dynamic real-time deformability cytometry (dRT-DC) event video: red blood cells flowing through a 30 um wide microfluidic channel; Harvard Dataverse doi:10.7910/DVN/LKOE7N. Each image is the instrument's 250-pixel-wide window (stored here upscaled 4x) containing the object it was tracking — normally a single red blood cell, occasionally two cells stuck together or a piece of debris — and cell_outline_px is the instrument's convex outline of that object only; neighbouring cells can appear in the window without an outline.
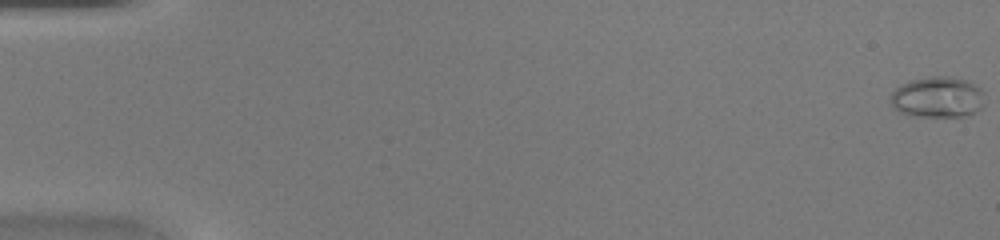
{"species": "common noctule bat (a hibernating species)", "species_latin": "Nyctalus noctula", "temperature_condition": "warm", "stored_images_in_passage": 47, "camera_frame_rate_fps": 3000, "um_per_image_px": 0.085, "animal": {"sex": "female", "body_mass_g": 20.0, "forearm_length_mm": 54.0}, "frame": {"image": 1, "passage_image": 1, "time_ms": 0.0, "image_size_px": [1000, 240], "cell_outline_px": [[984, 104], [980, 108], [964, 116], [912, 116], [900, 112], [892, 104], [892, 92], [900, 84], [912, 80], [928, 76], [948, 76], [964, 80], [976, 84], [984, 92]], "centroid_in_image_um": [79.71, 8.25], "position_along_channel_um": 5.3, "area_um2": 22.31}}
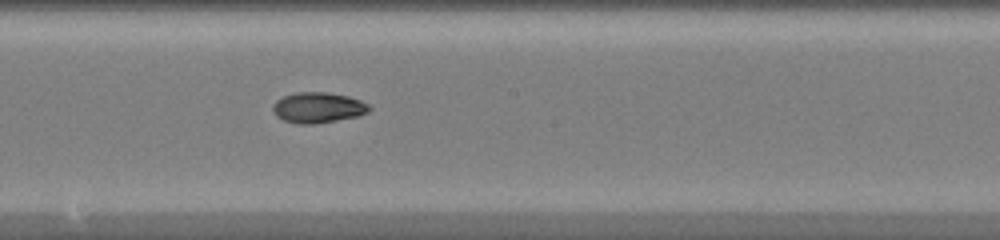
{"frame": {"image": 2, "passage_image": 27, "time_ms": 8.667, "image_size_px": [1000, 240], "cell_outline_px": [[372, 108], [368, 112], [360, 116], [312, 124], [296, 124], [284, 120], [276, 116], [272, 108], [272, 104], [276, 100], [284, 96], [296, 92], [328, 92], [348, 96], [360, 100], [368, 104]], "centroid_in_image_um": [27.03, 9.14], "position_along_channel_um": 221.2, "area_um2": 17.28}}
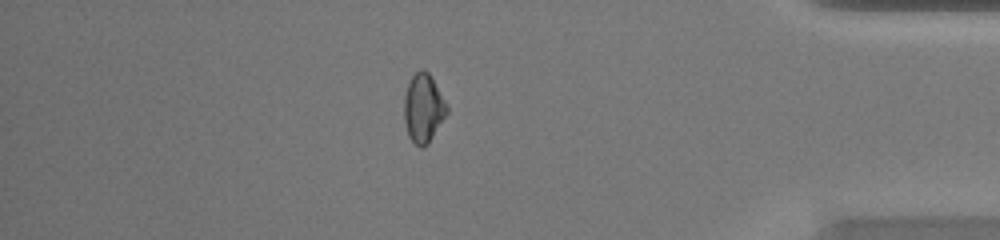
{"frame": {"image": 3, "passage_image": 41, "time_ms": 13.333, "image_size_px": [1000, 240], "cell_outline_px": [[448, 112], [428, 144], [420, 148], [408, 136], [404, 120], [404, 96], [408, 84], [412, 76], [420, 68], [424, 68], [428, 72], [448, 104]], "centroid_in_image_um": [35.99, 9.18], "position_along_channel_um": 399.2, "area_um2": 17.17}}